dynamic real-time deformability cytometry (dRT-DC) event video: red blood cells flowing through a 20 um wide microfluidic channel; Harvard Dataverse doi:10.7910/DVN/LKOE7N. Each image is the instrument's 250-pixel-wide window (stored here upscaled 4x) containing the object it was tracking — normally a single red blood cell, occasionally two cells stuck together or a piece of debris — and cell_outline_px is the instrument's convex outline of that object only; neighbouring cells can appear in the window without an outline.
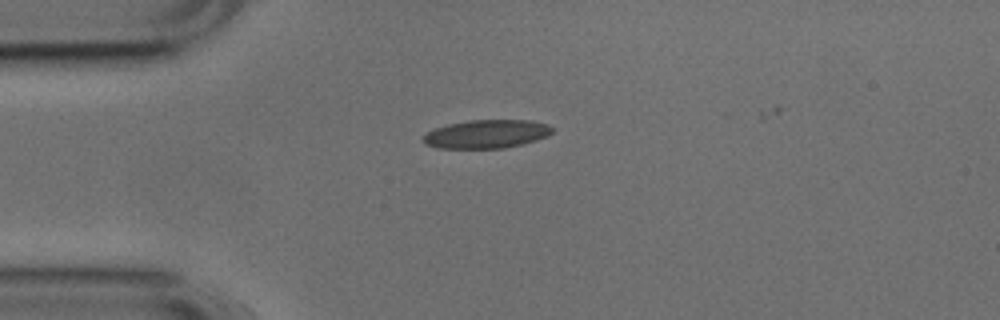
{"species": "common noctule bat (a hibernating species)", "species_latin": "Nyctalus noctula", "temperature_condition": "cold", "stored_images_in_passage": 3, "camera_frame_rate_fps": 3000, "um_per_image_px": 0.085, "animal": {"sex": "male", "body_mass_g": 17.9, "forearm_length_mm": 54.2}, "frame": {"image": 1, "passage_image": 1, "time_ms": 0.0, "image_size_px": [1000, 320], "cell_outline_px": [[552, 132], [548, 136], [524, 144], [504, 148], [436, 148], [424, 144], [420, 136], [436, 128], [448, 124], [468, 120], [532, 120], [544, 124], [552, 128]], "centroid_in_image_um": [41.31, 11.4], "position_along_channel_um": 43.7, "area_um2": 21.5}}